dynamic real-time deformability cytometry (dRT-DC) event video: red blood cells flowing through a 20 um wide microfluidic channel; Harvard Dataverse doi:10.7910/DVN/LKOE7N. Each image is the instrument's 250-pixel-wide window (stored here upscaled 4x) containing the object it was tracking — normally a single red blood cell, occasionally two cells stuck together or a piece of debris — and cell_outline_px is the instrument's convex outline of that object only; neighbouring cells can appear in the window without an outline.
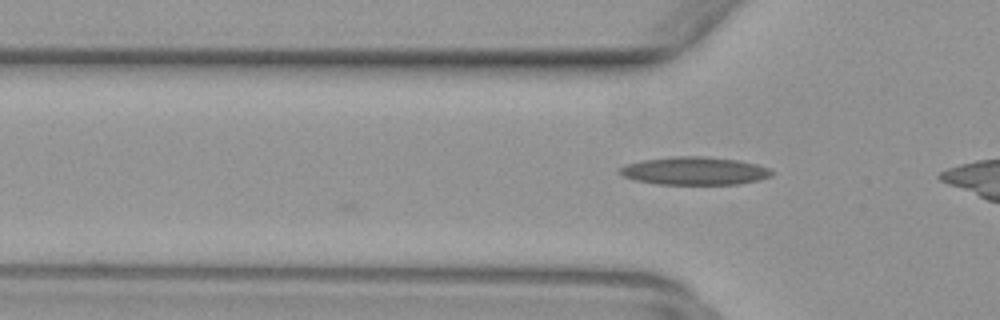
{"species": "common noctule bat (a hibernating species)", "species_latin": "Nyctalus noctula", "temperature_condition": "warm", "stored_images_in_passage": 7, "camera_frame_rate_fps": 3000, "um_per_image_px": 0.085, "animal": {"sex": "female", "body_mass_g": 29.2, "forearm_length_mm": 56.3}, "frame": {"image": 1, "passage_image": 7, "time_ms": 2.0, "image_size_px": [1000, 320], "cell_outline_px": [[772, 176], [760, 180], [740, 184], [656, 184], [636, 180], [624, 176], [616, 168], [628, 164], [644, 160], [676, 156], [700, 156], [736, 160], [756, 164], [768, 168], [772, 172]], "centroid_in_image_um": [59.04, 14.53], "position_along_channel_um": 66.8, "area_um2": 24.57}}